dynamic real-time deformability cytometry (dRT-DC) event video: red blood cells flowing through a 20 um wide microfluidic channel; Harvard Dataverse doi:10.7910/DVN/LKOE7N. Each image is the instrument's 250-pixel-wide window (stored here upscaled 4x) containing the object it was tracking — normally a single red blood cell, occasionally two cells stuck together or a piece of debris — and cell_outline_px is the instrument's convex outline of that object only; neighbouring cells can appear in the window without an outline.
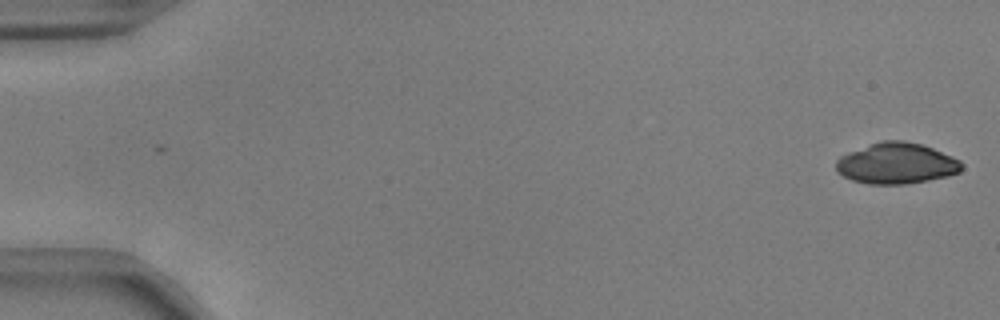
{"species": "common noctule bat (a hibernating species)", "species_latin": "Nyctalus noctula", "temperature_condition": "warm", "stored_images_in_passage": 2, "camera_frame_rate_fps": 3000, "um_per_image_px": 0.085, "animal": {"sex": "male", "body_mass_g": 17.9, "forearm_length_mm": 54.2}, "frame": {"image": 1, "passage_image": 1, "time_ms": 0.0, "image_size_px": [1000, 320], "cell_outline_px": [[964, 168], [960, 172], [948, 176], [928, 180], [904, 184], [868, 184], [852, 180], [836, 172], [836, 160], [840, 156], [848, 152], [880, 140], [904, 140], [920, 144], [932, 148], [952, 156], [960, 160], [964, 164]], "centroid_in_image_um": [76.2, 13.89], "position_along_channel_um": 8.8, "area_um2": 30.17}}